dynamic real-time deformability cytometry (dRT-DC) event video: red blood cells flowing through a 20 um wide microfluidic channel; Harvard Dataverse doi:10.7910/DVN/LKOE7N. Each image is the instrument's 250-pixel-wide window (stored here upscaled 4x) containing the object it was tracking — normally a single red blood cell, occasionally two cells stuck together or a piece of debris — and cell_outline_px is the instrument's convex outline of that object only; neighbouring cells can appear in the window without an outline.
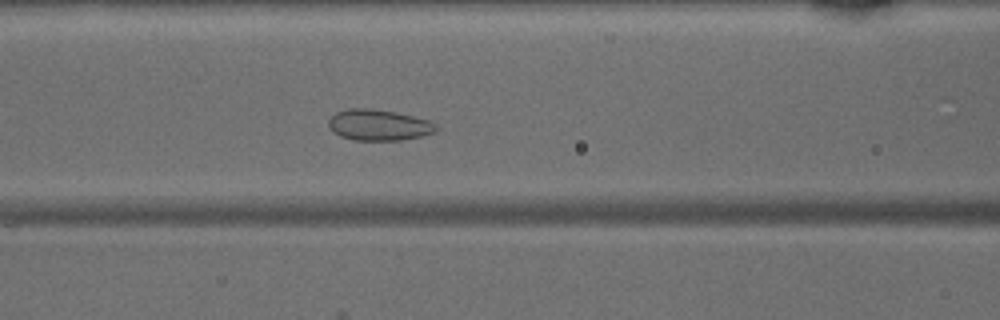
{"species": "common noctule bat (a hibernating species)", "species_latin": "Nyctalus noctula", "temperature_condition": "warm", "stored_images_in_passage": 39, "camera_frame_rate_fps": 3000, "um_per_image_px": 0.085, "animal": {"sex": "male", "body_mass_g": 15.6}, "frame": {"image": 1, "passage_image": 18, "time_ms": 5.667, "image_size_px": [1000, 320], "cell_outline_px": [[440, 128], [436, 132], [420, 136], [400, 140], [352, 140], [340, 136], [332, 132], [328, 128], [328, 120], [336, 112], [352, 108], [372, 108], [396, 112], [428, 120], [436, 124]], "centroid_in_image_um": [32.18, 10.63], "position_along_channel_um": 134.4, "area_um2": 19.59}}
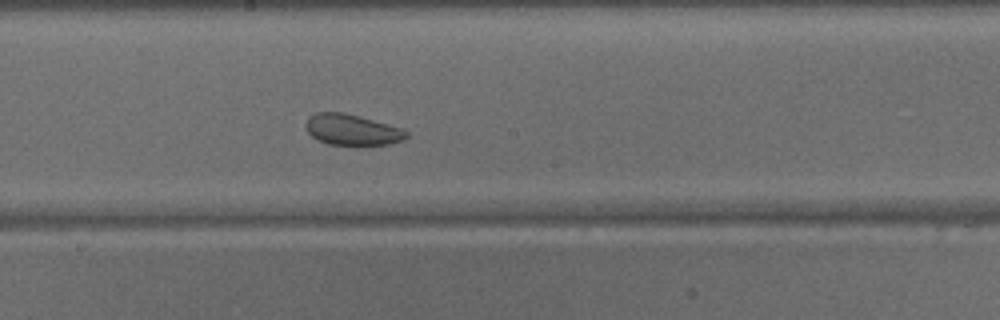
{"frame": {"image": 2, "passage_image": 24, "time_ms": 7.667, "image_size_px": [1000, 320], "cell_outline_px": [[408, 136], [404, 140], [388, 144], [328, 144], [316, 140], [308, 132], [304, 124], [308, 116], [316, 112], [344, 112], [360, 116], [404, 128], [408, 132]], "centroid_in_image_um": [29.92, 11.01], "position_along_channel_um": 218.3, "area_um2": 18.26}}
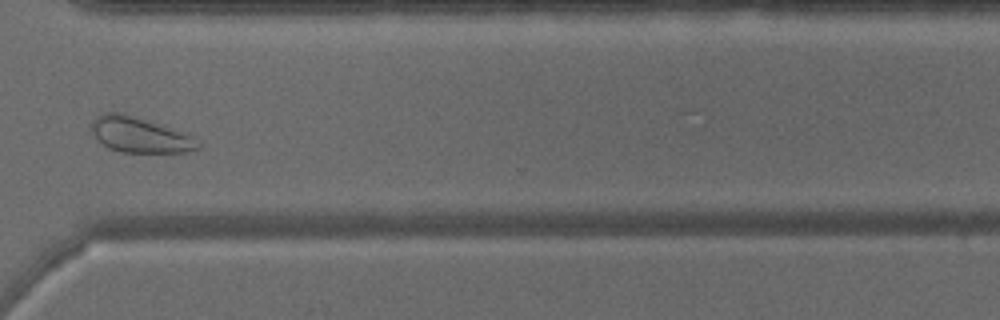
{"frame": {"image": 3, "passage_image": 34, "time_ms": 11.0, "image_size_px": [1000, 320], "cell_outline_px": [[200, 148], [184, 152], [120, 152], [108, 148], [92, 132], [92, 120], [96, 116], [104, 112], [120, 112], [160, 124], [192, 136], [200, 144]], "centroid_in_image_um": [11.86, 11.46], "position_along_channel_um": 358.7, "area_um2": 21.62}}